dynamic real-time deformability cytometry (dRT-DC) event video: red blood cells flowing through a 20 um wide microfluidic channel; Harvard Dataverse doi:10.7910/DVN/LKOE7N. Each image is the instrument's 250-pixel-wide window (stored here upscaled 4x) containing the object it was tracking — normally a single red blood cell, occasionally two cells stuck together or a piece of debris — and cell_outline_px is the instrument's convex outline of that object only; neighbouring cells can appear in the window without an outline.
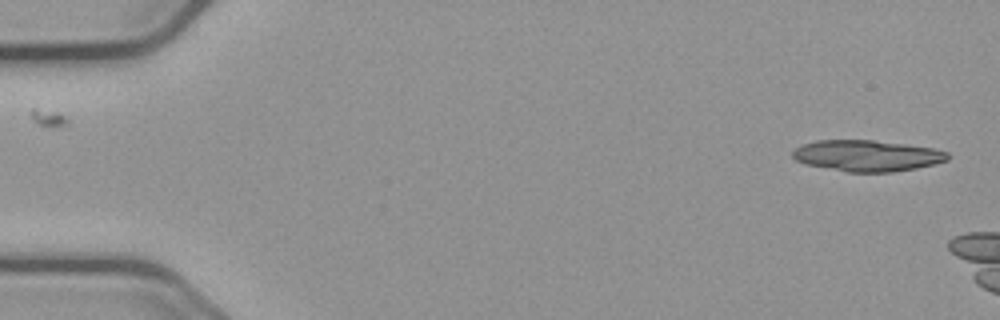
{"species": "common noctule bat (a hibernating species)", "species_latin": "Nyctalus noctula", "temperature_condition": "cold", "stored_images_in_passage": 6, "camera_frame_rate_fps": 3000, "um_per_image_px": 0.085, "animal": {"sex": "male", "body_mass_g": 23.1, "forearm_length_mm": 52.7}, "frame": {"image": 1, "passage_image": 1, "time_ms": 0.0, "image_size_px": [1000, 320], "cell_outline_px": [[948, 160], [916, 168], [892, 172], [848, 172], [804, 164], [796, 160], [792, 156], [792, 152], [796, 148], [804, 144], [816, 140], [872, 140], [936, 148], [948, 152]], "centroid_in_image_um": [73.69, 13.23], "position_along_channel_um": 11.3, "area_um2": 28.09}}